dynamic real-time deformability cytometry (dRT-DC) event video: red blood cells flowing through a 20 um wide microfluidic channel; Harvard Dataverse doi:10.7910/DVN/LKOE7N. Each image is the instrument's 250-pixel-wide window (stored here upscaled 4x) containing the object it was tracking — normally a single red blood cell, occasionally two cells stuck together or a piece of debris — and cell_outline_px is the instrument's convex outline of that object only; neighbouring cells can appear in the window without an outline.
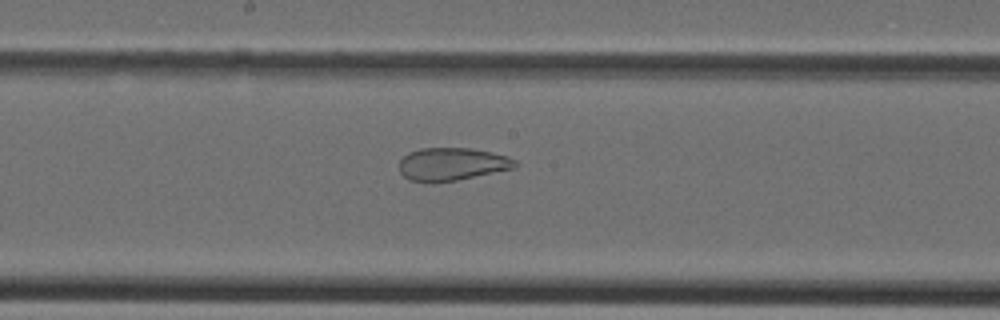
{"species": "Egyptian fruit bat (a non-hibernating species)", "species_latin": "Rousettus aegyptiacus", "temperature_condition": "cold", "stored_images_in_passage": 38, "camera_frame_rate_fps": 3000, "um_per_image_px": 0.085, "animal": {"sex": "female"}, "frame": {"image": 1, "passage_image": 21, "time_ms": 6.667, "image_size_px": [1000, 320], "cell_outline_px": [[520, 164], [516, 168], [456, 180], [432, 184], [408, 180], [400, 172], [400, 160], [408, 152], [420, 148], [472, 148], [492, 152], [508, 156], [516, 160]], "centroid_in_image_um": [38.43, 13.96], "position_along_channel_um": 209.8, "area_um2": 22.6}}
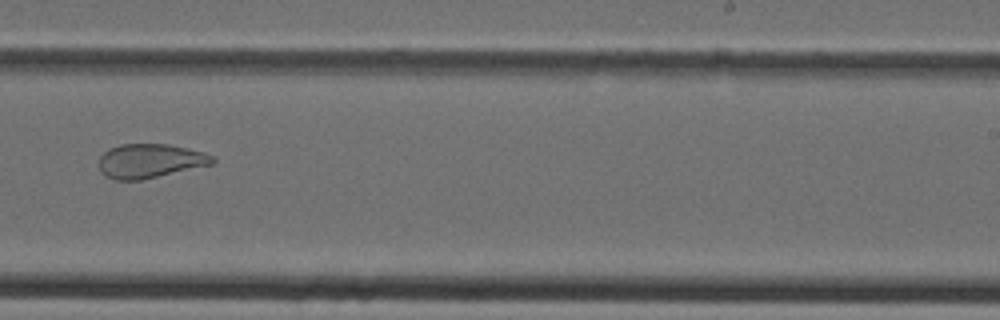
{"frame": {"image": 2, "passage_image": 25, "time_ms": 8.0, "image_size_px": [1000, 320], "cell_outline_px": [[216, 160], [212, 164], [140, 180], [116, 180], [104, 176], [100, 172], [100, 156], [108, 148], [120, 144], [168, 144], [204, 152], [216, 156]], "centroid_in_image_um": [12.74, 13.67], "position_along_channel_um": 276.3, "area_um2": 22.6}}
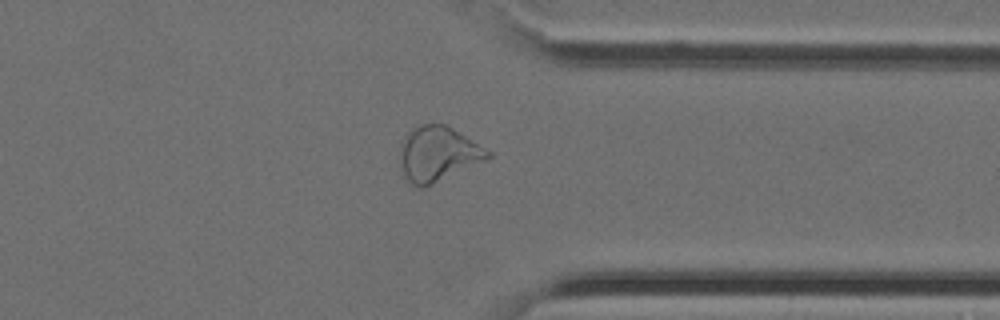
{"frame": {"image": 3, "passage_image": 31, "time_ms": 10.0, "image_size_px": [1000, 320], "cell_outline_px": [[492, 156], [488, 160], [432, 184], [420, 188], [412, 184], [408, 180], [400, 168], [400, 144], [404, 136], [412, 128], [420, 124], [444, 124], [452, 128], [492, 152]], "centroid_in_image_um": [37.22, 13.08], "position_along_channel_um": 374.2, "area_um2": 28.15}}